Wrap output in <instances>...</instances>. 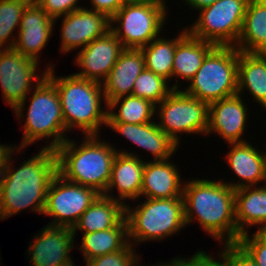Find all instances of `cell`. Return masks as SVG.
<instances>
[{
	"label": "cell",
	"instance_id": "obj_33",
	"mask_svg": "<svg viewBox=\"0 0 266 266\" xmlns=\"http://www.w3.org/2000/svg\"><path fill=\"white\" fill-rule=\"evenodd\" d=\"M134 246L129 242L122 250L86 260V266H140Z\"/></svg>",
	"mask_w": 266,
	"mask_h": 266
},
{
	"label": "cell",
	"instance_id": "obj_37",
	"mask_svg": "<svg viewBox=\"0 0 266 266\" xmlns=\"http://www.w3.org/2000/svg\"><path fill=\"white\" fill-rule=\"evenodd\" d=\"M223 245L227 266H258L254 259L237 242Z\"/></svg>",
	"mask_w": 266,
	"mask_h": 266
},
{
	"label": "cell",
	"instance_id": "obj_22",
	"mask_svg": "<svg viewBox=\"0 0 266 266\" xmlns=\"http://www.w3.org/2000/svg\"><path fill=\"white\" fill-rule=\"evenodd\" d=\"M177 166L164 161H145L142 177L141 195L146 198H176L183 197L184 183Z\"/></svg>",
	"mask_w": 266,
	"mask_h": 266
},
{
	"label": "cell",
	"instance_id": "obj_6",
	"mask_svg": "<svg viewBox=\"0 0 266 266\" xmlns=\"http://www.w3.org/2000/svg\"><path fill=\"white\" fill-rule=\"evenodd\" d=\"M24 123V136L18 148L23 150L43 138L51 142L43 148L57 149L68 138L62 114V107L56 86L45 76L32 91Z\"/></svg>",
	"mask_w": 266,
	"mask_h": 266
},
{
	"label": "cell",
	"instance_id": "obj_9",
	"mask_svg": "<svg viewBox=\"0 0 266 266\" xmlns=\"http://www.w3.org/2000/svg\"><path fill=\"white\" fill-rule=\"evenodd\" d=\"M249 0H218L198 11L199 17L188 33L216 46H235Z\"/></svg>",
	"mask_w": 266,
	"mask_h": 266
},
{
	"label": "cell",
	"instance_id": "obj_38",
	"mask_svg": "<svg viewBox=\"0 0 266 266\" xmlns=\"http://www.w3.org/2000/svg\"><path fill=\"white\" fill-rule=\"evenodd\" d=\"M91 10L106 14L111 18L124 4L123 0H90Z\"/></svg>",
	"mask_w": 266,
	"mask_h": 266
},
{
	"label": "cell",
	"instance_id": "obj_17",
	"mask_svg": "<svg viewBox=\"0 0 266 266\" xmlns=\"http://www.w3.org/2000/svg\"><path fill=\"white\" fill-rule=\"evenodd\" d=\"M34 237L27 250L31 266H56L72 259L69 256L75 244L72 228L47 225Z\"/></svg>",
	"mask_w": 266,
	"mask_h": 266
},
{
	"label": "cell",
	"instance_id": "obj_40",
	"mask_svg": "<svg viewBox=\"0 0 266 266\" xmlns=\"http://www.w3.org/2000/svg\"><path fill=\"white\" fill-rule=\"evenodd\" d=\"M191 9L200 10L202 8H205L207 6H210L211 4H214L218 0H184Z\"/></svg>",
	"mask_w": 266,
	"mask_h": 266
},
{
	"label": "cell",
	"instance_id": "obj_39",
	"mask_svg": "<svg viewBox=\"0 0 266 266\" xmlns=\"http://www.w3.org/2000/svg\"><path fill=\"white\" fill-rule=\"evenodd\" d=\"M15 148L12 145H1L0 143V175L2 174L3 170L5 169V165L7 162V159L11 153V151Z\"/></svg>",
	"mask_w": 266,
	"mask_h": 266
},
{
	"label": "cell",
	"instance_id": "obj_4",
	"mask_svg": "<svg viewBox=\"0 0 266 266\" xmlns=\"http://www.w3.org/2000/svg\"><path fill=\"white\" fill-rule=\"evenodd\" d=\"M52 64L47 66L46 77L56 86L66 131L80 128L85 136L100 133L107 125L108 110L101 108L105 100L102 84L71 74L56 77Z\"/></svg>",
	"mask_w": 266,
	"mask_h": 266
},
{
	"label": "cell",
	"instance_id": "obj_44",
	"mask_svg": "<svg viewBox=\"0 0 266 266\" xmlns=\"http://www.w3.org/2000/svg\"><path fill=\"white\" fill-rule=\"evenodd\" d=\"M262 54H263L264 56H266V49L262 52Z\"/></svg>",
	"mask_w": 266,
	"mask_h": 266
},
{
	"label": "cell",
	"instance_id": "obj_8",
	"mask_svg": "<svg viewBox=\"0 0 266 266\" xmlns=\"http://www.w3.org/2000/svg\"><path fill=\"white\" fill-rule=\"evenodd\" d=\"M167 7L165 0L125 3L110 18V30L124 48L140 49L161 36Z\"/></svg>",
	"mask_w": 266,
	"mask_h": 266
},
{
	"label": "cell",
	"instance_id": "obj_43",
	"mask_svg": "<svg viewBox=\"0 0 266 266\" xmlns=\"http://www.w3.org/2000/svg\"><path fill=\"white\" fill-rule=\"evenodd\" d=\"M152 266H169V265H168L167 262H166V263H161V264H158V265H152Z\"/></svg>",
	"mask_w": 266,
	"mask_h": 266
},
{
	"label": "cell",
	"instance_id": "obj_28",
	"mask_svg": "<svg viewBox=\"0 0 266 266\" xmlns=\"http://www.w3.org/2000/svg\"><path fill=\"white\" fill-rule=\"evenodd\" d=\"M80 246L84 260L122 250L128 243L127 221L124 218L113 228L83 234Z\"/></svg>",
	"mask_w": 266,
	"mask_h": 266
},
{
	"label": "cell",
	"instance_id": "obj_42",
	"mask_svg": "<svg viewBox=\"0 0 266 266\" xmlns=\"http://www.w3.org/2000/svg\"><path fill=\"white\" fill-rule=\"evenodd\" d=\"M125 3H133V2H145V1H154V0H123Z\"/></svg>",
	"mask_w": 266,
	"mask_h": 266
},
{
	"label": "cell",
	"instance_id": "obj_20",
	"mask_svg": "<svg viewBox=\"0 0 266 266\" xmlns=\"http://www.w3.org/2000/svg\"><path fill=\"white\" fill-rule=\"evenodd\" d=\"M107 126L138 147L153 154V161H164L171 158L179 147L158 127L156 121L145 124L107 122Z\"/></svg>",
	"mask_w": 266,
	"mask_h": 266
},
{
	"label": "cell",
	"instance_id": "obj_25",
	"mask_svg": "<svg viewBox=\"0 0 266 266\" xmlns=\"http://www.w3.org/2000/svg\"><path fill=\"white\" fill-rule=\"evenodd\" d=\"M235 47L245 53L266 49V0H249Z\"/></svg>",
	"mask_w": 266,
	"mask_h": 266
},
{
	"label": "cell",
	"instance_id": "obj_34",
	"mask_svg": "<svg viewBox=\"0 0 266 266\" xmlns=\"http://www.w3.org/2000/svg\"><path fill=\"white\" fill-rule=\"evenodd\" d=\"M237 243L254 259L258 266H266V231L241 234Z\"/></svg>",
	"mask_w": 266,
	"mask_h": 266
},
{
	"label": "cell",
	"instance_id": "obj_10",
	"mask_svg": "<svg viewBox=\"0 0 266 266\" xmlns=\"http://www.w3.org/2000/svg\"><path fill=\"white\" fill-rule=\"evenodd\" d=\"M155 107L159 116L158 127L176 144L178 134H206L208 128L209 104L187 95L183 90L174 89ZM183 132V133H182Z\"/></svg>",
	"mask_w": 266,
	"mask_h": 266
},
{
	"label": "cell",
	"instance_id": "obj_13",
	"mask_svg": "<svg viewBox=\"0 0 266 266\" xmlns=\"http://www.w3.org/2000/svg\"><path fill=\"white\" fill-rule=\"evenodd\" d=\"M61 17L60 46L63 53L85 48L91 41L106 34L111 27L110 18L106 14L86 7Z\"/></svg>",
	"mask_w": 266,
	"mask_h": 266
},
{
	"label": "cell",
	"instance_id": "obj_1",
	"mask_svg": "<svg viewBox=\"0 0 266 266\" xmlns=\"http://www.w3.org/2000/svg\"><path fill=\"white\" fill-rule=\"evenodd\" d=\"M15 150L18 152V147L11 151L0 175V220L7 219L27 207L43 214L49 185L57 174L55 149L41 148L39 153L28 158L17 170H14L11 164L14 162L11 156Z\"/></svg>",
	"mask_w": 266,
	"mask_h": 266
},
{
	"label": "cell",
	"instance_id": "obj_24",
	"mask_svg": "<svg viewBox=\"0 0 266 266\" xmlns=\"http://www.w3.org/2000/svg\"><path fill=\"white\" fill-rule=\"evenodd\" d=\"M125 205L126 203L100 194L72 228L74 236L77 230L89 234L115 227L125 218Z\"/></svg>",
	"mask_w": 266,
	"mask_h": 266
},
{
	"label": "cell",
	"instance_id": "obj_19",
	"mask_svg": "<svg viewBox=\"0 0 266 266\" xmlns=\"http://www.w3.org/2000/svg\"><path fill=\"white\" fill-rule=\"evenodd\" d=\"M145 69V60L141 49L125 48L109 75L101 83L105 97V106L122 96L132 95L134 83Z\"/></svg>",
	"mask_w": 266,
	"mask_h": 266
},
{
	"label": "cell",
	"instance_id": "obj_32",
	"mask_svg": "<svg viewBox=\"0 0 266 266\" xmlns=\"http://www.w3.org/2000/svg\"><path fill=\"white\" fill-rule=\"evenodd\" d=\"M179 88L178 82L170 87L166 79L156 75L152 71L144 69L134 83L132 95L144 98L157 105L174 89Z\"/></svg>",
	"mask_w": 266,
	"mask_h": 266
},
{
	"label": "cell",
	"instance_id": "obj_18",
	"mask_svg": "<svg viewBox=\"0 0 266 266\" xmlns=\"http://www.w3.org/2000/svg\"><path fill=\"white\" fill-rule=\"evenodd\" d=\"M145 162L136 153L124 150L118 151L111 168V177L106 191V197L124 203V200L139 199L141 195L142 177ZM113 188L118 190L119 198L112 194Z\"/></svg>",
	"mask_w": 266,
	"mask_h": 266
},
{
	"label": "cell",
	"instance_id": "obj_15",
	"mask_svg": "<svg viewBox=\"0 0 266 266\" xmlns=\"http://www.w3.org/2000/svg\"><path fill=\"white\" fill-rule=\"evenodd\" d=\"M54 25V19L35 0H31L23 12L13 49L39 62V54L47 45Z\"/></svg>",
	"mask_w": 266,
	"mask_h": 266
},
{
	"label": "cell",
	"instance_id": "obj_5",
	"mask_svg": "<svg viewBox=\"0 0 266 266\" xmlns=\"http://www.w3.org/2000/svg\"><path fill=\"white\" fill-rule=\"evenodd\" d=\"M125 219L128 241L134 246L135 242L165 239L187 226L183 197L147 198L137 208L125 205Z\"/></svg>",
	"mask_w": 266,
	"mask_h": 266
},
{
	"label": "cell",
	"instance_id": "obj_31",
	"mask_svg": "<svg viewBox=\"0 0 266 266\" xmlns=\"http://www.w3.org/2000/svg\"><path fill=\"white\" fill-rule=\"evenodd\" d=\"M30 1L0 0V49L13 48L16 37L13 38L11 35L16 27L19 29L23 12ZM5 44L7 45L5 46Z\"/></svg>",
	"mask_w": 266,
	"mask_h": 266
},
{
	"label": "cell",
	"instance_id": "obj_26",
	"mask_svg": "<svg viewBox=\"0 0 266 266\" xmlns=\"http://www.w3.org/2000/svg\"><path fill=\"white\" fill-rule=\"evenodd\" d=\"M237 79L238 94L242 95L247 88L253 99L266 109V56L239 51Z\"/></svg>",
	"mask_w": 266,
	"mask_h": 266
},
{
	"label": "cell",
	"instance_id": "obj_11",
	"mask_svg": "<svg viewBox=\"0 0 266 266\" xmlns=\"http://www.w3.org/2000/svg\"><path fill=\"white\" fill-rule=\"evenodd\" d=\"M37 67L38 61L23 56L13 48L0 49L1 93L18 119L24 117L27 95L31 92L33 84H38L46 76V69L41 76H37Z\"/></svg>",
	"mask_w": 266,
	"mask_h": 266
},
{
	"label": "cell",
	"instance_id": "obj_29",
	"mask_svg": "<svg viewBox=\"0 0 266 266\" xmlns=\"http://www.w3.org/2000/svg\"><path fill=\"white\" fill-rule=\"evenodd\" d=\"M179 34L172 40L158 36L148 45L140 48L145 60V69L154 72L167 81L172 79L176 45L188 34L187 27Z\"/></svg>",
	"mask_w": 266,
	"mask_h": 266
},
{
	"label": "cell",
	"instance_id": "obj_36",
	"mask_svg": "<svg viewBox=\"0 0 266 266\" xmlns=\"http://www.w3.org/2000/svg\"><path fill=\"white\" fill-rule=\"evenodd\" d=\"M36 3L46 12V14L54 19V22L61 16L81 9L83 6H77L79 0H35Z\"/></svg>",
	"mask_w": 266,
	"mask_h": 266
},
{
	"label": "cell",
	"instance_id": "obj_41",
	"mask_svg": "<svg viewBox=\"0 0 266 266\" xmlns=\"http://www.w3.org/2000/svg\"><path fill=\"white\" fill-rule=\"evenodd\" d=\"M56 266H74V262H73V260H69L65 263H62V264L56 265Z\"/></svg>",
	"mask_w": 266,
	"mask_h": 266
},
{
	"label": "cell",
	"instance_id": "obj_35",
	"mask_svg": "<svg viewBox=\"0 0 266 266\" xmlns=\"http://www.w3.org/2000/svg\"><path fill=\"white\" fill-rule=\"evenodd\" d=\"M205 251H197L190 259L178 258L172 259L167 264L169 266H227V261L225 257V251L220 252L221 261L212 258L211 255L206 254Z\"/></svg>",
	"mask_w": 266,
	"mask_h": 266
},
{
	"label": "cell",
	"instance_id": "obj_21",
	"mask_svg": "<svg viewBox=\"0 0 266 266\" xmlns=\"http://www.w3.org/2000/svg\"><path fill=\"white\" fill-rule=\"evenodd\" d=\"M230 147L226 159L230 168L241 181L227 182L226 184L237 190L256 186L262 181L266 182V152L260 153L247 141L230 143Z\"/></svg>",
	"mask_w": 266,
	"mask_h": 266
},
{
	"label": "cell",
	"instance_id": "obj_30",
	"mask_svg": "<svg viewBox=\"0 0 266 266\" xmlns=\"http://www.w3.org/2000/svg\"><path fill=\"white\" fill-rule=\"evenodd\" d=\"M120 105V107H119ZM119 110L114 112L115 108ZM156 105L151 101L133 95L122 96L107 105V122L145 124L153 122Z\"/></svg>",
	"mask_w": 266,
	"mask_h": 266
},
{
	"label": "cell",
	"instance_id": "obj_2",
	"mask_svg": "<svg viewBox=\"0 0 266 266\" xmlns=\"http://www.w3.org/2000/svg\"><path fill=\"white\" fill-rule=\"evenodd\" d=\"M183 185L186 225L197 220L215 240L236 243L235 189L211 179H191Z\"/></svg>",
	"mask_w": 266,
	"mask_h": 266
},
{
	"label": "cell",
	"instance_id": "obj_7",
	"mask_svg": "<svg viewBox=\"0 0 266 266\" xmlns=\"http://www.w3.org/2000/svg\"><path fill=\"white\" fill-rule=\"evenodd\" d=\"M239 50L215 46L183 91L208 104L238 94Z\"/></svg>",
	"mask_w": 266,
	"mask_h": 266
},
{
	"label": "cell",
	"instance_id": "obj_14",
	"mask_svg": "<svg viewBox=\"0 0 266 266\" xmlns=\"http://www.w3.org/2000/svg\"><path fill=\"white\" fill-rule=\"evenodd\" d=\"M124 49L116 35L109 30L102 37L91 41L85 48H81L75 62L82 71L74 74L102 83Z\"/></svg>",
	"mask_w": 266,
	"mask_h": 266
},
{
	"label": "cell",
	"instance_id": "obj_12",
	"mask_svg": "<svg viewBox=\"0 0 266 266\" xmlns=\"http://www.w3.org/2000/svg\"><path fill=\"white\" fill-rule=\"evenodd\" d=\"M99 195L94 188L72 183L57 173L49 185L43 215L54 218L49 226L73 228Z\"/></svg>",
	"mask_w": 266,
	"mask_h": 266
},
{
	"label": "cell",
	"instance_id": "obj_27",
	"mask_svg": "<svg viewBox=\"0 0 266 266\" xmlns=\"http://www.w3.org/2000/svg\"><path fill=\"white\" fill-rule=\"evenodd\" d=\"M215 46L209 41L195 38L188 33L176 45L172 77H180L190 81L201 67L206 55Z\"/></svg>",
	"mask_w": 266,
	"mask_h": 266
},
{
	"label": "cell",
	"instance_id": "obj_23",
	"mask_svg": "<svg viewBox=\"0 0 266 266\" xmlns=\"http://www.w3.org/2000/svg\"><path fill=\"white\" fill-rule=\"evenodd\" d=\"M235 217L237 241L247 233L246 226L259 225V231H266V184L263 187H243L235 190ZM246 225V226H245Z\"/></svg>",
	"mask_w": 266,
	"mask_h": 266
},
{
	"label": "cell",
	"instance_id": "obj_16",
	"mask_svg": "<svg viewBox=\"0 0 266 266\" xmlns=\"http://www.w3.org/2000/svg\"><path fill=\"white\" fill-rule=\"evenodd\" d=\"M241 95L236 94L209 104L207 134L217 133L227 144L242 143L248 109Z\"/></svg>",
	"mask_w": 266,
	"mask_h": 266
},
{
	"label": "cell",
	"instance_id": "obj_3",
	"mask_svg": "<svg viewBox=\"0 0 266 266\" xmlns=\"http://www.w3.org/2000/svg\"><path fill=\"white\" fill-rule=\"evenodd\" d=\"M100 135H87L77 146L67 139L57 149V173L65 180L94 188L103 194L109 184L111 168L118 150Z\"/></svg>",
	"mask_w": 266,
	"mask_h": 266
}]
</instances>
